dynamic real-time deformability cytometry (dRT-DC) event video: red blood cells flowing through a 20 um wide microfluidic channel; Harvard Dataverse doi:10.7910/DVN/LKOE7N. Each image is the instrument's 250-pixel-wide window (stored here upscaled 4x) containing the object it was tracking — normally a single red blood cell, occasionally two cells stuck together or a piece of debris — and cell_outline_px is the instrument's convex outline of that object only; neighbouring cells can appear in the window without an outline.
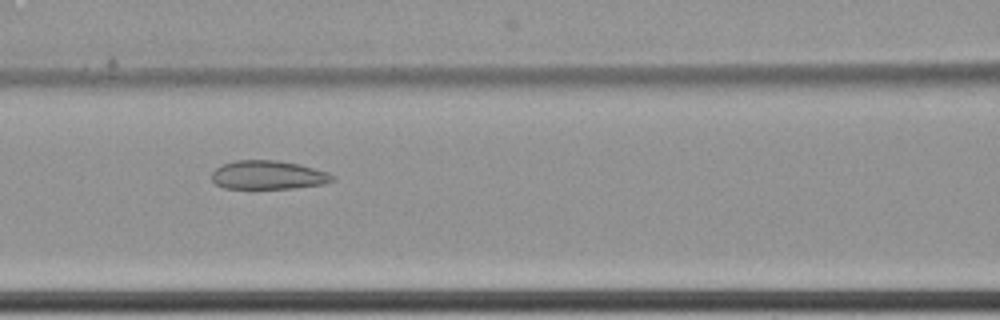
{"species": "common noctule bat (a hibernating species)", "species_latin": "Nyctalus noctula", "temperature_condition": "cold", "stored_images_in_passage": 49, "camera_frame_rate_fps": 3000, "um_per_image_px": 0.085, "animal": {"sex": "female", "body_mass_g": 22.7, "forearm_length_mm": 54.2}, "frame": {"image": 1, "passage_image": 21, "time_ms": 6.667, "image_size_px": [1000, 320], "cell_outline_px": [[336, 180], [324, 184], [292, 188], [224, 188], [216, 184], [212, 180], [212, 172], [216, 168], [224, 164], [236, 160], [276, 160], [300, 164], [328, 172], [336, 176]], "centroid_in_image_um": [22.83, 14.87], "position_along_channel_um": 143.8, "area_um2": 20.23}}
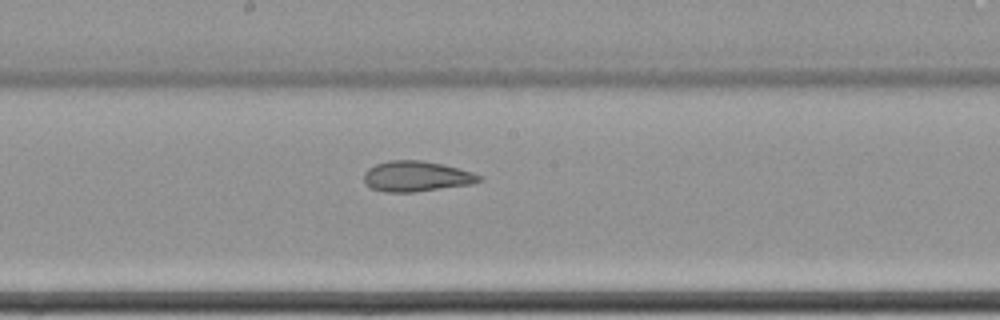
{"frame": {"image": 2, "passage_image": 27, "time_ms": 8.667, "image_size_px": [1000, 320], "cell_outline_px": [[484, 180], [472, 184], [416, 192], [384, 192], [372, 188], [364, 184], [364, 172], [368, 168], [376, 164], [388, 160], [420, 160], [440, 164], [472, 172], [484, 176]], "centroid_in_image_um": [35.39, 15.0], "position_along_channel_um": 212.8, "area_um2": 20.58}}
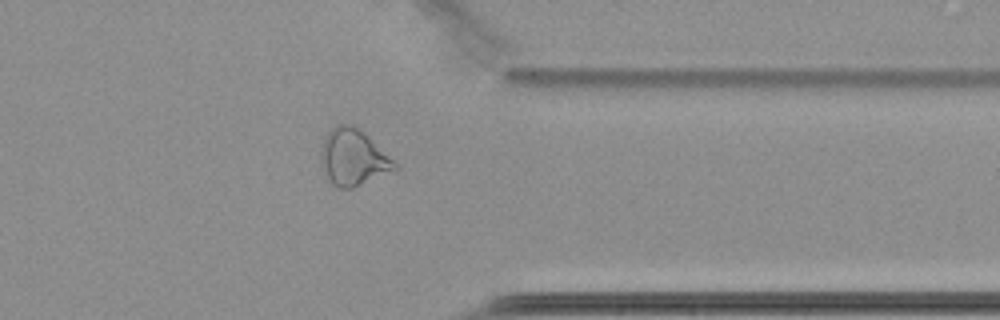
{"frame": {"image": 3, "passage_image": 42, "time_ms": 13.667, "image_size_px": [1000, 320], "cell_outline_px": [[400, 168], [352, 188], [336, 188], [332, 184], [320, 160], [320, 152], [324, 140], [328, 132], [336, 124], [348, 124], [364, 132], [400, 164]], "centroid_in_image_um": [30.07, 13.38], "position_along_channel_um": 381.3, "area_um2": 24.16}}